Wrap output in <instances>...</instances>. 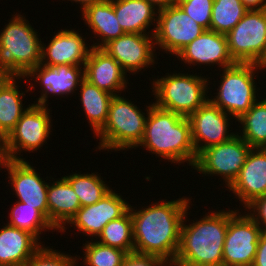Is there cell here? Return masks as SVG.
<instances>
[{
	"mask_svg": "<svg viewBox=\"0 0 266 266\" xmlns=\"http://www.w3.org/2000/svg\"><path fill=\"white\" fill-rule=\"evenodd\" d=\"M84 78L112 95H119L122 91H127V84H129L127 73L102 48H91L84 64Z\"/></svg>",
	"mask_w": 266,
	"mask_h": 266,
	"instance_id": "ffe728a7",
	"label": "cell"
},
{
	"mask_svg": "<svg viewBox=\"0 0 266 266\" xmlns=\"http://www.w3.org/2000/svg\"><path fill=\"white\" fill-rule=\"evenodd\" d=\"M139 147L178 166L186 162L193 168L197 159L188 117L155 105L147 115L143 138L134 149Z\"/></svg>",
	"mask_w": 266,
	"mask_h": 266,
	"instance_id": "3957f363",
	"label": "cell"
},
{
	"mask_svg": "<svg viewBox=\"0 0 266 266\" xmlns=\"http://www.w3.org/2000/svg\"><path fill=\"white\" fill-rule=\"evenodd\" d=\"M11 16L0 31V68L11 77H25L40 64L43 41L26 16Z\"/></svg>",
	"mask_w": 266,
	"mask_h": 266,
	"instance_id": "277c9868",
	"label": "cell"
},
{
	"mask_svg": "<svg viewBox=\"0 0 266 266\" xmlns=\"http://www.w3.org/2000/svg\"><path fill=\"white\" fill-rule=\"evenodd\" d=\"M116 18L124 33L154 34L158 10L146 0H113ZM155 25L150 31V26ZM148 31H147V30Z\"/></svg>",
	"mask_w": 266,
	"mask_h": 266,
	"instance_id": "603a6c76",
	"label": "cell"
},
{
	"mask_svg": "<svg viewBox=\"0 0 266 266\" xmlns=\"http://www.w3.org/2000/svg\"><path fill=\"white\" fill-rule=\"evenodd\" d=\"M115 191L111 189L100 201L81 207L59 233L64 234L67 227L69 229L74 226L87 239L97 238L110 221L120 218L129 210V202Z\"/></svg>",
	"mask_w": 266,
	"mask_h": 266,
	"instance_id": "e0dca14e",
	"label": "cell"
},
{
	"mask_svg": "<svg viewBox=\"0 0 266 266\" xmlns=\"http://www.w3.org/2000/svg\"><path fill=\"white\" fill-rule=\"evenodd\" d=\"M68 1H71L72 4L73 2L79 4L80 5L79 7L82 13L87 7L91 6L92 4L102 2L103 0H68Z\"/></svg>",
	"mask_w": 266,
	"mask_h": 266,
	"instance_id": "b9f144b4",
	"label": "cell"
},
{
	"mask_svg": "<svg viewBox=\"0 0 266 266\" xmlns=\"http://www.w3.org/2000/svg\"><path fill=\"white\" fill-rule=\"evenodd\" d=\"M214 0H177L176 4L194 21L210 30Z\"/></svg>",
	"mask_w": 266,
	"mask_h": 266,
	"instance_id": "e575fe53",
	"label": "cell"
},
{
	"mask_svg": "<svg viewBox=\"0 0 266 266\" xmlns=\"http://www.w3.org/2000/svg\"><path fill=\"white\" fill-rule=\"evenodd\" d=\"M79 101L95 135L105 124L108 116L109 104L114 95L99 89L97 86L83 80L78 88Z\"/></svg>",
	"mask_w": 266,
	"mask_h": 266,
	"instance_id": "4316f807",
	"label": "cell"
},
{
	"mask_svg": "<svg viewBox=\"0 0 266 266\" xmlns=\"http://www.w3.org/2000/svg\"><path fill=\"white\" fill-rule=\"evenodd\" d=\"M153 103L142 111L134 101L114 95L109 104L108 116L104 126L94 135L99 139L95 151L114 152L134 149L144 135L146 118Z\"/></svg>",
	"mask_w": 266,
	"mask_h": 266,
	"instance_id": "5b68a950",
	"label": "cell"
},
{
	"mask_svg": "<svg viewBox=\"0 0 266 266\" xmlns=\"http://www.w3.org/2000/svg\"><path fill=\"white\" fill-rule=\"evenodd\" d=\"M244 210L263 231H266V194L254 199Z\"/></svg>",
	"mask_w": 266,
	"mask_h": 266,
	"instance_id": "8d00e7d4",
	"label": "cell"
},
{
	"mask_svg": "<svg viewBox=\"0 0 266 266\" xmlns=\"http://www.w3.org/2000/svg\"><path fill=\"white\" fill-rule=\"evenodd\" d=\"M75 29H61L48 45L42 43L41 62L45 66L55 67L58 65L84 66L92 48L87 44L86 36ZM84 37V38H83Z\"/></svg>",
	"mask_w": 266,
	"mask_h": 266,
	"instance_id": "d6986e66",
	"label": "cell"
},
{
	"mask_svg": "<svg viewBox=\"0 0 266 266\" xmlns=\"http://www.w3.org/2000/svg\"><path fill=\"white\" fill-rule=\"evenodd\" d=\"M176 72L171 74L168 72L161 78L157 76L152 79L150 89H153L151 92L153 93L151 95H154L153 104L163 110L189 117L209 100L207 94L211 89L209 80L211 77L203 76L201 73L194 75V72L193 74Z\"/></svg>",
	"mask_w": 266,
	"mask_h": 266,
	"instance_id": "8992f818",
	"label": "cell"
},
{
	"mask_svg": "<svg viewBox=\"0 0 266 266\" xmlns=\"http://www.w3.org/2000/svg\"><path fill=\"white\" fill-rule=\"evenodd\" d=\"M251 149L237 134L227 142L204 149L197 156L193 169L207 177H221L228 189L239 176Z\"/></svg>",
	"mask_w": 266,
	"mask_h": 266,
	"instance_id": "8fae6325",
	"label": "cell"
},
{
	"mask_svg": "<svg viewBox=\"0 0 266 266\" xmlns=\"http://www.w3.org/2000/svg\"><path fill=\"white\" fill-rule=\"evenodd\" d=\"M151 3L157 10L175 5L177 0H146Z\"/></svg>",
	"mask_w": 266,
	"mask_h": 266,
	"instance_id": "ab89813d",
	"label": "cell"
},
{
	"mask_svg": "<svg viewBox=\"0 0 266 266\" xmlns=\"http://www.w3.org/2000/svg\"><path fill=\"white\" fill-rule=\"evenodd\" d=\"M96 241L123 250L127 254L134 252L133 221L130 210L120 218L110 221Z\"/></svg>",
	"mask_w": 266,
	"mask_h": 266,
	"instance_id": "4dcf8cb0",
	"label": "cell"
},
{
	"mask_svg": "<svg viewBox=\"0 0 266 266\" xmlns=\"http://www.w3.org/2000/svg\"><path fill=\"white\" fill-rule=\"evenodd\" d=\"M85 25L92 31L97 39L91 44L94 48H103L111 40L117 39L124 34L120 27L113 8V0H103L92 4L82 13ZM99 40V41H98ZM95 42V43H94Z\"/></svg>",
	"mask_w": 266,
	"mask_h": 266,
	"instance_id": "d4e9b609",
	"label": "cell"
},
{
	"mask_svg": "<svg viewBox=\"0 0 266 266\" xmlns=\"http://www.w3.org/2000/svg\"><path fill=\"white\" fill-rule=\"evenodd\" d=\"M252 266H266V231H263L260 236Z\"/></svg>",
	"mask_w": 266,
	"mask_h": 266,
	"instance_id": "74e56055",
	"label": "cell"
},
{
	"mask_svg": "<svg viewBox=\"0 0 266 266\" xmlns=\"http://www.w3.org/2000/svg\"><path fill=\"white\" fill-rule=\"evenodd\" d=\"M28 160L7 159L1 166L7 170L13 194L19 202L39 210L48 219L47 191L49 180L41 178V173L35 170ZM47 181V182H46Z\"/></svg>",
	"mask_w": 266,
	"mask_h": 266,
	"instance_id": "9a60e30c",
	"label": "cell"
},
{
	"mask_svg": "<svg viewBox=\"0 0 266 266\" xmlns=\"http://www.w3.org/2000/svg\"><path fill=\"white\" fill-rule=\"evenodd\" d=\"M49 180L47 191L48 220L59 232L81 208L78 196L62 176Z\"/></svg>",
	"mask_w": 266,
	"mask_h": 266,
	"instance_id": "cb8c5ba5",
	"label": "cell"
},
{
	"mask_svg": "<svg viewBox=\"0 0 266 266\" xmlns=\"http://www.w3.org/2000/svg\"><path fill=\"white\" fill-rule=\"evenodd\" d=\"M0 228V266H25L43 245L31 233L7 223Z\"/></svg>",
	"mask_w": 266,
	"mask_h": 266,
	"instance_id": "7402d4cb",
	"label": "cell"
},
{
	"mask_svg": "<svg viewBox=\"0 0 266 266\" xmlns=\"http://www.w3.org/2000/svg\"><path fill=\"white\" fill-rule=\"evenodd\" d=\"M43 244L28 260L25 266H78L82 257L54 250L53 246ZM80 259V260H79ZM79 260V261H78Z\"/></svg>",
	"mask_w": 266,
	"mask_h": 266,
	"instance_id": "836d02e7",
	"label": "cell"
},
{
	"mask_svg": "<svg viewBox=\"0 0 266 266\" xmlns=\"http://www.w3.org/2000/svg\"><path fill=\"white\" fill-rule=\"evenodd\" d=\"M178 60L185 65L218 66L222 69L234 65L236 62L230 56L225 34L212 30H205L191 43L185 46L177 55ZM200 66V67H199Z\"/></svg>",
	"mask_w": 266,
	"mask_h": 266,
	"instance_id": "ac0fdd59",
	"label": "cell"
},
{
	"mask_svg": "<svg viewBox=\"0 0 266 266\" xmlns=\"http://www.w3.org/2000/svg\"><path fill=\"white\" fill-rule=\"evenodd\" d=\"M50 108L31 103L17 122L15 128L6 137L8 159L25 160L23 152H37L50 138L53 126ZM22 156V157H21Z\"/></svg>",
	"mask_w": 266,
	"mask_h": 266,
	"instance_id": "9c48e42d",
	"label": "cell"
},
{
	"mask_svg": "<svg viewBox=\"0 0 266 266\" xmlns=\"http://www.w3.org/2000/svg\"><path fill=\"white\" fill-rule=\"evenodd\" d=\"M237 134L251 148H266V98H260L238 120Z\"/></svg>",
	"mask_w": 266,
	"mask_h": 266,
	"instance_id": "83f0119b",
	"label": "cell"
},
{
	"mask_svg": "<svg viewBox=\"0 0 266 266\" xmlns=\"http://www.w3.org/2000/svg\"><path fill=\"white\" fill-rule=\"evenodd\" d=\"M8 159L6 152V137L0 132V166Z\"/></svg>",
	"mask_w": 266,
	"mask_h": 266,
	"instance_id": "60d3db41",
	"label": "cell"
},
{
	"mask_svg": "<svg viewBox=\"0 0 266 266\" xmlns=\"http://www.w3.org/2000/svg\"><path fill=\"white\" fill-rule=\"evenodd\" d=\"M234 208H228L222 266H252L263 230L246 211Z\"/></svg>",
	"mask_w": 266,
	"mask_h": 266,
	"instance_id": "30bf717a",
	"label": "cell"
},
{
	"mask_svg": "<svg viewBox=\"0 0 266 266\" xmlns=\"http://www.w3.org/2000/svg\"><path fill=\"white\" fill-rule=\"evenodd\" d=\"M20 78L22 77H10L0 88V132L5 137L15 128L21 116L31 106L29 104L26 107L23 104L22 99H25L30 89L28 85L26 88L28 90H20L21 86L17 85L22 84L18 81V79L21 80Z\"/></svg>",
	"mask_w": 266,
	"mask_h": 266,
	"instance_id": "484cf974",
	"label": "cell"
},
{
	"mask_svg": "<svg viewBox=\"0 0 266 266\" xmlns=\"http://www.w3.org/2000/svg\"><path fill=\"white\" fill-rule=\"evenodd\" d=\"M63 177L72 186L79 198L81 207L95 204L112 189L98 172H91V174L88 172L86 174L72 172L70 175Z\"/></svg>",
	"mask_w": 266,
	"mask_h": 266,
	"instance_id": "f1b7e54d",
	"label": "cell"
},
{
	"mask_svg": "<svg viewBox=\"0 0 266 266\" xmlns=\"http://www.w3.org/2000/svg\"><path fill=\"white\" fill-rule=\"evenodd\" d=\"M248 11L241 0H214L210 30L226 35Z\"/></svg>",
	"mask_w": 266,
	"mask_h": 266,
	"instance_id": "1f68e13d",
	"label": "cell"
},
{
	"mask_svg": "<svg viewBox=\"0 0 266 266\" xmlns=\"http://www.w3.org/2000/svg\"><path fill=\"white\" fill-rule=\"evenodd\" d=\"M245 208L254 199L266 194V149L252 148L239 176L228 188Z\"/></svg>",
	"mask_w": 266,
	"mask_h": 266,
	"instance_id": "44dd1931",
	"label": "cell"
},
{
	"mask_svg": "<svg viewBox=\"0 0 266 266\" xmlns=\"http://www.w3.org/2000/svg\"><path fill=\"white\" fill-rule=\"evenodd\" d=\"M190 208L182 222L180 245L171 266H222L228 209L208 211L203 218L186 224Z\"/></svg>",
	"mask_w": 266,
	"mask_h": 266,
	"instance_id": "7a4b0ae2",
	"label": "cell"
},
{
	"mask_svg": "<svg viewBox=\"0 0 266 266\" xmlns=\"http://www.w3.org/2000/svg\"><path fill=\"white\" fill-rule=\"evenodd\" d=\"M8 225L33 234L39 242L41 233L56 231L49 220L37 209L16 200L9 214ZM54 230V231H53ZM43 231V232H42Z\"/></svg>",
	"mask_w": 266,
	"mask_h": 266,
	"instance_id": "f546056e",
	"label": "cell"
},
{
	"mask_svg": "<svg viewBox=\"0 0 266 266\" xmlns=\"http://www.w3.org/2000/svg\"><path fill=\"white\" fill-rule=\"evenodd\" d=\"M206 29L187 15L177 4L158 10L154 33L155 48L176 56ZM158 46V47H156Z\"/></svg>",
	"mask_w": 266,
	"mask_h": 266,
	"instance_id": "7c38bea8",
	"label": "cell"
},
{
	"mask_svg": "<svg viewBox=\"0 0 266 266\" xmlns=\"http://www.w3.org/2000/svg\"><path fill=\"white\" fill-rule=\"evenodd\" d=\"M102 49L132 76L139 72L143 73L142 69L145 71L148 67L154 68L159 56L155 52L154 34L124 33L117 39L111 40Z\"/></svg>",
	"mask_w": 266,
	"mask_h": 266,
	"instance_id": "2e32d148",
	"label": "cell"
},
{
	"mask_svg": "<svg viewBox=\"0 0 266 266\" xmlns=\"http://www.w3.org/2000/svg\"><path fill=\"white\" fill-rule=\"evenodd\" d=\"M191 124V136L197 156L206 148L231 140L237 132L230 127L235 118L223 112L208 100L188 117ZM231 123H230V122ZM231 128V130H229ZM232 131V132H230Z\"/></svg>",
	"mask_w": 266,
	"mask_h": 266,
	"instance_id": "5bb4252c",
	"label": "cell"
},
{
	"mask_svg": "<svg viewBox=\"0 0 266 266\" xmlns=\"http://www.w3.org/2000/svg\"><path fill=\"white\" fill-rule=\"evenodd\" d=\"M11 76L3 69L0 68V88Z\"/></svg>",
	"mask_w": 266,
	"mask_h": 266,
	"instance_id": "7bdbcfd3",
	"label": "cell"
},
{
	"mask_svg": "<svg viewBox=\"0 0 266 266\" xmlns=\"http://www.w3.org/2000/svg\"><path fill=\"white\" fill-rule=\"evenodd\" d=\"M191 197L161 199L148 206H129L133 221L134 252L162 258L172 265L180 245L181 226L192 205Z\"/></svg>",
	"mask_w": 266,
	"mask_h": 266,
	"instance_id": "6da1fadb",
	"label": "cell"
},
{
	"mask_svg": "<svg viewBox=\"0 0 266 266\" xmlns=\"http://www.w3.org/2000/svg\"><path fill=\"white\" fill-rule=\"evenodd\" d=\"M25 78L29 79L26 82L29 81L30 92L34 90V85L39 83L41 94L39 98H36L35 103L48 107L49 97L65 98V95L66 97L70 94L72 96L78 90L81 82L85 79L84 66L58 65L51 67L39 64L21 79ZM30 80L35 83L32 84Z\"/></svg>",
	"mask_w": 266,
	"mask_h": 266,
	"instance_id": "4fadbf2b",
	"label": "cell"
},
{
	"mask_svg": "<svg viewBox=\"0 0 266 266\" xmlns=\"http://www.w3.org/2000/svg\"><path fill=\"white\" fill-rule=\"evenodd\" d=\"M258 70L266 72L262 65L256 63L236 62L232 66L219 69V72L223 71L218 81L220 85H217L215 96H212V90L209 91L208 95H211L209 100L223 112L238 120L259 98H262L258 96L260 93L257 91L260 88L255 81L260 72Z\"/></svg>",
	"mask_w": 266,
	"mask_h": 266,
	"instance_id": "52a82bcc",
	"label": "cell"
},
{
	"mask_svg": "<svg viewBox=\"0 0 266 266\" xmlns=\"http://www.w3.org/2000/svg\"><path fill=\"white\" fill-rule=\"evenodd\" d=\"M83 243V266H121L127 253L93 240Z\"/></svg>",
	"mask_w": 266,
	"mask_h": 266,
	"instance_id": "d6a6232c",
	"label": "cell"
},
{
	"mask_svg": "<svg viewBox=\"0 0 266 266\" xmlns=\"http://www.w3.org/2000/svg\"><path fill=\"white\" fill-rule=\"evenodd\" d=\"M248 10L266 9V0H241Z\"/></svg>",
	"mask_w": 266,
	"mask_h": 266,
	"instance_id": "f35d334b",
	"label": "cell"
},
{
	"mask_svg": "<svg viewBox=\"0 0 266 266\" xmlns=\"http://www.w3.org/2000/svg\"><path fill=\"white\" fill-rule=\"evenodd\" d=\"M121 266H171L160 257L131 252L126 255Z\"/></svg>",
	"mask_w": 266,
	"mask_h": 266,
	"instance_id": "d590c367",
	"label": "cell"
},
{
	"mask_svg": "<svg viewBox=\"0 0 266 266\" xmlns=\"http://www.w3.org/2000/svg\"><path fill=\"white\" fill-rule=\"evenodd\" d=\"M226 38L235 62L256 63L266 69V9L249 10Z\"/></svg>",
	"mask_w": 266,
	"mask_h": 266,
	"instance_id": "ba28073f",
	"label": "cell"
}]
</instances>
